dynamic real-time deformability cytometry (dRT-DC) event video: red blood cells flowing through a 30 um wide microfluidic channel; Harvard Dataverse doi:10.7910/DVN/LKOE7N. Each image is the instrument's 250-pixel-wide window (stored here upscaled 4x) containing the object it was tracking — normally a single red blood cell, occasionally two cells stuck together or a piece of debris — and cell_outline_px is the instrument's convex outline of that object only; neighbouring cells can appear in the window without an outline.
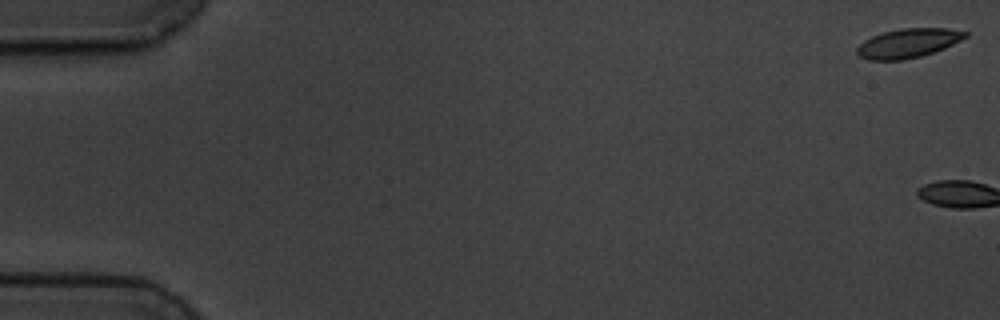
{"species": "common noctule bat (a hibernating species)", "species_latin": "Nyctalus noctula", "temperature_condition": "cold", "stored_images_in_passage": 11, "camera_frame_rate_fps": 3000, "um_per_image_px": 0.085, "animal": {"sex": "male", "body_mass_g": 19.5, "forearm_length_mm": 54.6}, "frame": {"image": 1, "passage_image": 1, "time_ms": 0.0, "image_size_px": [1000, 320], "cell_outline_px": [[968, 36], [944, 48], [920, 56], [904, 60], [868, 60], [860, 56], [856, 52], [856, 48], [864, 40], [872, 36], [884, 32], [900, 28], [948, 28], [968, 32]], "centroid_in_image_um": [77.17, 3.66], "position_along_channel_um": 7.8, "area_um2": 18.32}}
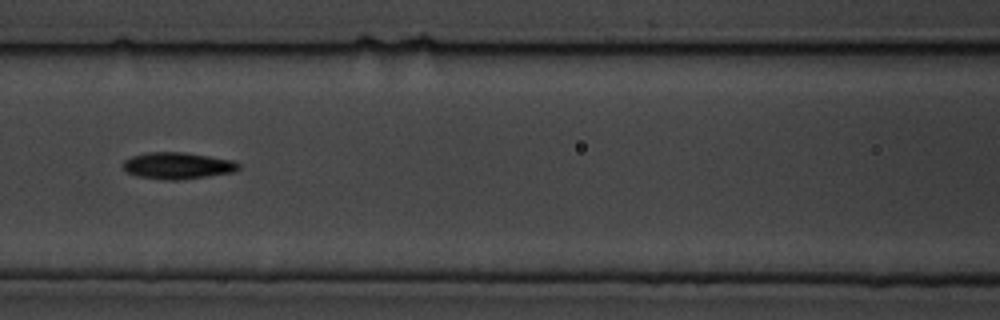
{"frame": {"image": 2, "passage_image": 8, "time_ms": 9.0, "image_size_px": [1000, 320], "cell_outline_px": [[240, 168], [232, 172], [208, 176], [180, 180], [164, 180], [136, 176], [128, 172], [124, 168], [124, 160], [132, 156], [148, 152], [184, 152], [236, 160], [240, 164]], "centroid_in_image_um": [15.13, 14.08], "position_along_channel_um": 151.5, "area_um2": 18.03}}
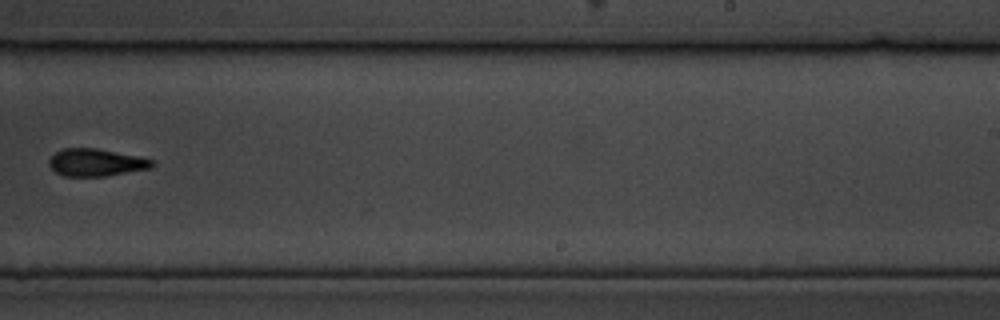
{"frame": {"image": 3, "passage_image": 11, "time_ms": 12.667, "image_size_px": [1000, 320], "cell_outline_px": [[156, 164], [152, 168], [108, 176], [64, 176], [56, 172], [48, 164], [48, 160], [56, 152], [64, 148], [96, 148], [140, 156], [152, 160]], "centroid_in_image_um": [8.2, 13.81], "position_along_channel_um": 280.8, "area_um2": 16.59}}